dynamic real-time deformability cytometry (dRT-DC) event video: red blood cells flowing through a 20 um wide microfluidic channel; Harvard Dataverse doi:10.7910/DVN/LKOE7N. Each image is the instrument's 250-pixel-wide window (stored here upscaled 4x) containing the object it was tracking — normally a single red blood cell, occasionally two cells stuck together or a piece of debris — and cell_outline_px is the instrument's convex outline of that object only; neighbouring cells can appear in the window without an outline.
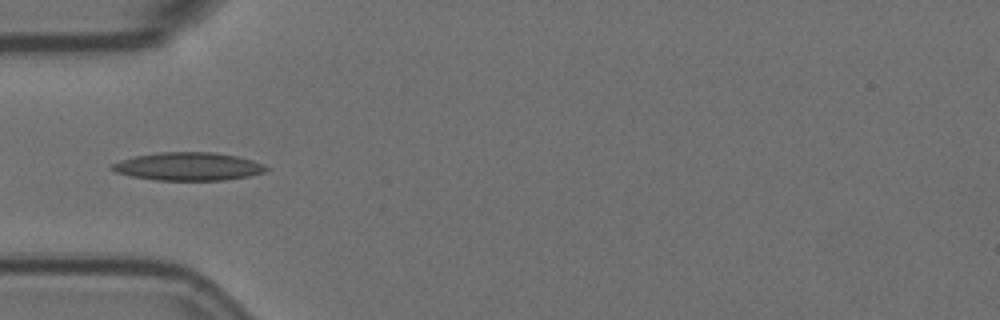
{"species": "Egyptian fruit bat (a non-hibernating species)", "species_latin": "Rousettus aegyptiacus", "temperature_condition": "room temperature", "stored_images_in_passage": 7, "camera_frame_rate_fps": 3000, "um_per_image_px": 0.085, "animal": {"sex": "female"}, "frame": {"image": 1, "passage_image": 5, "time_ms": 1.333, "image_size_px": [1000, 320], "cell_outline_px": [[268, 168], [264, 172], [248, 176], [224, 180], [156, 180], [132, 176], [116, 172], [108, 168], [112, 164], [120, 160], [136, 156], [160, 152], [212, 152], [236, 156], [252, 160], [264, 164]], "centroid_in_image_um": [15.99, 14.15], "position_along_channel_um": 69.0, "area_um2": 25.09}}
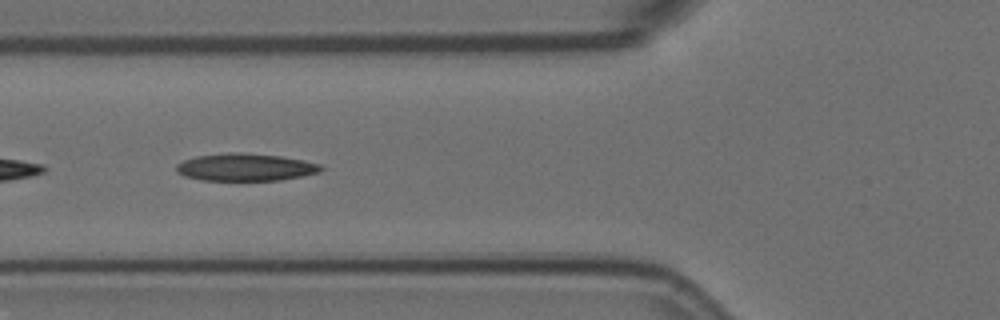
{"frame": {"image": 2, "passage_image": 6, "time_ms": 1.667, "image_size_px": [1000, 320], "cell_outline_px": [[324, 168], [320, 172], [280, 180], [200, 180], [184, 176], [176, 172], [176, 164], [184, 160], [196, 156], [228, 152], [240, 152], [280, 156], [304, 160], [320, 164]], "centroid_in_image_um": [20.84, 14.21], "position_along_channel_um": 105.0, "area_um2": 23.18}}
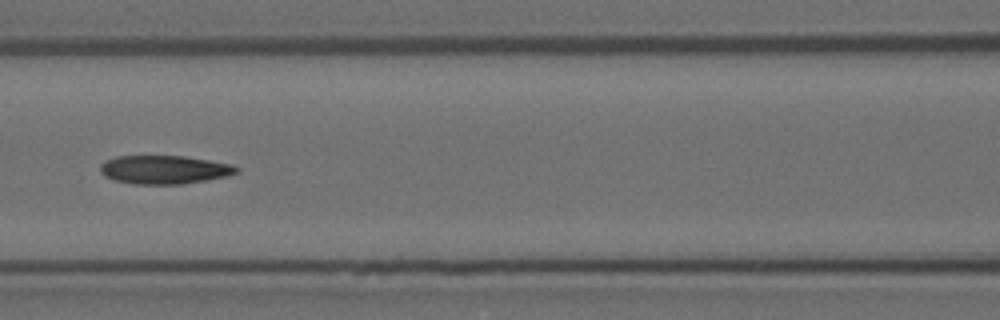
{"frame": {"image": 3, "passage_image": 7, "time_ms": 2.0, "image_size_px": [1000, 320], "cell_outline_px": [[240, 172], [224, 176], [204, 180], [180, 184], [136, 184], [112, 180], [104, 176], [100, 172], [100, 164], [116, 156], [184, 156], [232, 164], [240, 168]], "centroid_in_image_um": [13.94, 14.42], "position_along_channel_um": 152.7, "area_um2": 22.54}}